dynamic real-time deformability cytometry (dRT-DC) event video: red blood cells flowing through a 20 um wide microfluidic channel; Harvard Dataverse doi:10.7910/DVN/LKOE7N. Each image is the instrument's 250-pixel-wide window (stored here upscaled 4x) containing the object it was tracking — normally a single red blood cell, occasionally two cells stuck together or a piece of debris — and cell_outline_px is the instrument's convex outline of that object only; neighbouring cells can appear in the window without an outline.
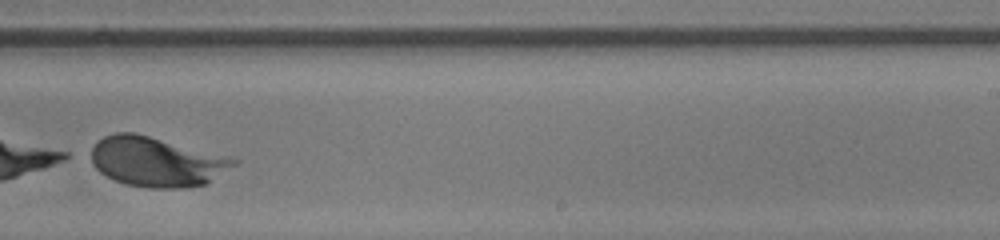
{"species": "human", "species_latin": "Homo sapiens", "temperature_condition": "room temperature", "stored_images_in_passage": 25, "camera_frame_rate_fps": 3000, "um_per_image_px": 0.085, "donor": {"sex": "male"}, "frame": {"image": 1, "passage_image": 17, "time_ms": 5.333, "image_size_px": [1000, 240], "cell_outline_px": [[240, 160], [236, 164], [208, 184], [184, 188], [144, 188], [124, 184], [100, 172], [92, 164], [92, 148], [104, 136], [116, 132], [136, 132]], "centroid_in_image_um": [13.31, 13.76], "position_along_channel_um": 275.7, "area_um2": 41.21}}
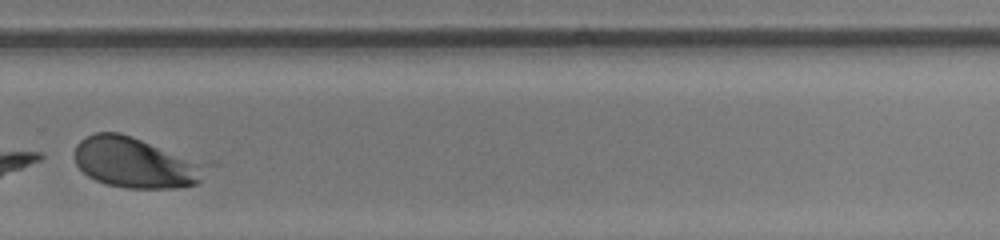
{"frame": {"image": 2, "passage_image": 20, "time_ms": 6.333, "image_size_px": [1000, 240], "cell_outline_px": [[204, 164], [200, 180], [196, 184], [176, 188], [124, 188], [108, 184], [96, 180], [88, 176], [76, 164], [76, 144], [80, 140], [96, 132], [120, 132], [132, 136]], "centroid_in_image_um": [11.42, 13.83], "position_along_channel_um": 318.4, "area_um2": 37.69}}